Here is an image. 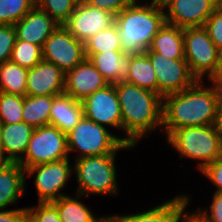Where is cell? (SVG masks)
<instances>
[{"label":"cell","mask_w":222,"mask_h":222,"mask_svg":"<svg viewBox=\"0 0 222 222\" xmlns=\"http://www.w3.org/2000/svg\"><path fill=\"white\" fill-rule=\"evenodd\" d=\"M201 82L163 97L162 127L166 136L182 127L215 124L222 83L212 82L211 87H206Z\"/></svg>","instance_id":"cell-1"},{"label":"cell","mask_w":222,"mask_h":222,"mask_svg":"<svg viewBox=\"0 0 222 222\" xmlns=\"http://www.w3.org/2000/svg\"><path fill=\"white\" fill-rule=\"evenodd\" d=\"M121 107L124 143L136 146L139 139L162 126L163 98L152 91L125 81L115 83Z\"/></svg>","instance_id":"cell-2"},{"label":"cell","mask_w":222,"mask_h":222,"mask_svg":"<svg viewBox=\"0 0 222 222\" xmlns=\"http://www.w3.org/2000/svg\"><path fill=\"white\" fill-rule=\"evenodd\" d=\"M135 0L115 16L124 53H144L166 23L160 0L139 4Z\"/></svg>","instance_id":"cell-3"},{"label":"cell","mask_w":222,"mask_h":222,"mask_svg":"<svg viewBox=\"0 0 222 222\" xmlns=\"http://www.w3.org/2000/svg\"><path fill=\"white\" fill-rule=\"evenodd\" d=\"M166 139L181 158L200 160L201 172L222 156V138L215 125L182 127L172 131Z\"/></svg>","instance_id":"cell-4"},{"label":"cell","mask_w":222,"mask_h":222,"mask_svg":"<svg viewBox=\"0 0 222 222\" xmlns=\"http://www.w3.org/2000/svg\"><path fill=\"white\" fill-rule=\"evenodd\" d=\"M69 153L78 150L76 158L101 156L117 153L119 150L130 149L133 146L124 143V138L117 137L84 115L78 124L67 134Z\"/></svg>","instance_id":"cell-5"},{"label":"cell","mask_w":222,"mask_h":222,"mask_svg":"<svg viewBox=\"0 0 222 222\" xmlns=\"http://www.w3.org/2000/svg\"><path fill=\"white\" fill-rule=\"evenodd\" d=\"M115 155L76 158L73 166L79 185L76 195L118 194Z\"/></svg>","instance_id":"cell-6"},{"label":"cell","mask_w":222,"mask_h":222,"mask_svg":"<svg viewBox=\"0 0 222 222\" xmlns=\"http://www.w3.org/2000/svg\"><path fill=\"white\" fill-rule=\"evenodd\" d=\"M184 57L197 81L207 75L209 82H216L218 48L211 41L206 29L189 27L183 29Z\"/></svg>","instance_id":"cell-7"},{"label":"cell","mask_w":222,"mask_h":222,"mask_svg":"<svg viewBox=\"0 0 222 222\" xmlns=\"http://www.w3.org/2000/svg\"><path fill=\"white\" fill-rule=\"evenodd\" d=\"M66 133L56 126L37 127L30 138L24 156L18 163L26 170L35 165L69 158Z\"/></svg>","instance_id":"cell-8"},{"label":"cell","mask_w":222,"mask_h":222,"mask_svg":"<svg viewBox=\"0 0 222 222\" xmlns=\"http://www.w3.org/2000/svg\"><path fill=\"white\" fill-rule=\"evenodd\" d=\"M145 53L154 68L158 82V94L162 98L188 89L197 82L185 59H170L149 49Z\"/></svg>","instance_id":"cell-9"},{"label":"cell","mask_w":222,"mask_h":222,"mask_svg":"<svg viewBox=\"0 0 222 222\" xmlns=\"http://www.w3.org/2000/svg\"><path fill=\"white\" fill-rule=\"evenodd\" d=\"M42 57L66 73L86 58L84 43L59 25L44 42Z\"/></svg>","instance_id":"cell-10"},{"label":"cell","mask_w":222,"mask_h":222,"mask_svg":"<svg viewBox=\"0 0 222 222\" xmlns=\"http://www.w3.org/2000/svg\"><path fill=\"white\" fill-rule=\"evenodd\" d=\"M69 158L50 163L35 165L25 170L28 176L35 175L34 183L38 193V203L54 202L65 194L61 189L67 184L73 165L69 163Z\"/></svg>","instance_id":"cell-11"},{"label":"cell","mask_w":222,"mask_h":222,"mask_svg":"<svg viewBox=\"0 0 222 222\" xmlns=\"http://www.w3.org/2000/svg\"><path fill=\"white\" fill-rule=\"evenodd\" d=\"M167 24L180 28L204 26L217 8L215 0H160ZM168 9V13L165 11Z\"/></svg>","instance_id":"cell-12"},{"label":"cell","mask_w":222,"mask_h":222,"mask_svg":"<svg viewBox=\"0 0 222 222\" xmlns=\"http://www.w3.org/2000/svg\"><path fill=\"white\" fill-rule=\"evenodd\" d=\"M83 114L99 125L122 129L121 107L115 85L108 84L83 101Z\"/></svg>","instance_id":"cell-13"},{"label":"cell","mask_w":222,"mask_h":222,"mask_svg":"<svg viewBox=\"0 0 222 222\" xmlns=\"http://www.w3.org/2000/svg\"><path fill=\"white\" fill-rule=\"evenodd\" d=\"M115 22V15L86 2H79L63 26L76 39L85 43L99 31Z\"/></svg>","instance_id":"cell-14"},{"label":"cell","mask_w":222,"mask_h":222,"mask_svg":"<svg viewBox=\"0 0 222 222\" xmlns=\"http://www.w3.org/2000/svg\"><path fill=\"white\" fill-rule=\"evenodd\" d=\"M65 73L46 60H41L33 68L28 69L26 79V95L58 96L64 93Z\"/></svg>","instance_id":"cell-15"},{"label":"cell","mask_w":222,"mask_h":222,"mask_svg":"<svg viewBox=\"0 0 222 222\" xmlns=\"http://www.w3.org/2000/svg\"><path fill=\"white\" fill-rule=\"evenodd\" d=\"M108 82L95 66L85 58L74 69L65 73L64 94L83 101L95 91L104 88Z\"/></svg>","instance_id":"cell-16"},{"label":"cell","mask_w":222,"mask_h":222,"mask_svg":"<svg viewBox=\"0 0 222 222\" xmlns=\"http://www.w3.org/2000/svg\"><path fill=\"white\" fill-rule=\"evenodd\" d=\"M13 26L18 40L43 47L46 39L53 33L59 24L35 5Z\"/></svg>","instance_id":"cell-17"},{"label":"cell","mask_w":222,"mask_h":222,"mask_svg":"<svg viewBox=\"0 0 222 222\" xmlns=\"http://www.w3.org/2000/svg\"><path fill=\"white\" fill-rule=\"evenodd\" d=\"M85 57L101 73L108 84L124 81L130 70V54L122 50H111L96 54H85Z\"/></svg>","instance_id":"cell-18"},{"label":"cell","mask_w":222,"mask_h":222,"mask_svg":"<svg viewBox=\"0 0 222 222\" xmlns=\"http://www.w3.org/2000/svg\"><path fill=\"white\" fill-rule=\"evenodd\" d=\"M34 129V127L23 121L20 123L3 124L1 155L8 162H18L25 154Z\"/></svg>","instance_id":"cell-19"},{"label":"cell","mask_w":222,"mask_h":222,"mask_svg":"<svg viewBox=\"0 0 222 222\" xmlns=\"http://www.w3.org/2000/svg\"><path fill=\"white\" fill-rule=\"evenodd\" d=\"M83 115L82 101L63 93L56 96L52 102L50 125L67 134L78 124Z\"/></svg>","instance_id":"cell-20"},{"label":"cell","mask_w":222,"mask_h":222,"mask_svg":"<svg viewBox=\"0 0 222 222\" xmlns=\"http://www.w3.org/2000/svg\"><path fill=\"white\" fill-rule=\"evenodd\" d=\"M25 177V170L18 162H8L0 170V210L25 194Z\"/></svg>","instance_id":"cell-21"},{"label":"cell","mask_w":222,"mask_h":222,"mask_svg":"<svg viewBox=\"0 0 222 222\" xmlns=\"http://www.w3.org/2000/svg\"><path fill=\"white\" fill-rule=\"evenodd\" d=\"M109 218L111 222H180V195L142 213Z\"/></svg>","instance_id":"cell-22"},{"label":"cell","mask_w":222,"mask_h":222,"mask_svg":"<svg viewBox=\"0 0 222 222\" xmlns=\"http://www.w3.org/2000/svg\"><path fill=\"white\" fill-rule=\"evenodd\" d=\"M148 49L170 59H185L183 28L165 23Z\"/></svg>","instance_id":"cell-23"},{"label":"cell","mask_w":222,"mask_h":222,"mask_svg":"<svg viewBox=\"0 0 222 222\" xmlns=\"http://www.w3.org/2000/svg\"><path fill=\"white\" fill-rule=\"evenodd\" d=\"M124 81L158 94L154 68L145 52L130 54V70Z\"/></svg>","instance_id":"cell-24"},{"label":"cell","mask_w":222,"mask_h":222,"mask_svg":"<svg viewBox=\"0 0 222 222\" xmlns=\"http://www.w3.org/2000/svg\"><path fill=\"white\" fill-rule=\"evenodd\" d=\"M77 196L74 199L66 195L51 202L56 207L61 222H108L110 220L109 216L96 218L86 205L77 200L81 196Z\"/></svg>","instance_id":"cell-25"},{"label":"cell","mask_w":222,"mask_h":222,"mask_svg":"<svg viewBox=\"0 0 222 222\" xmlns=\"http://www.w3.org/2000/svg\"><path fill=\"white\" fill-rule=\"evenodd\" d=\"M56 96H24L23 122L34 128L50 125L51 105Z\"/></svg>","instance_id":"cell-26"},{"label":"cell","mask_w":222,"mask_h":222,"mask_svg":"<svg viewBox=\"0 0 222 222\" xmlns=\"http://www.w3.org/2000/svg\"><path fill=\"white\" fill-rule=\"evenodd\" d=\"M28 69L6 61L0 64V92L26 96Z\"/></svg>","instance_id":"cell-27"},{"label":"cell","mask_w":222,"mask_h":222,"mask_svg":"<svg viewBox=\"0 0 222 222\" xmlns=\"http://www.w3.org/2000/svg\"><path fill=\"white\" fill-rule=\"evenodd\" d=\"M85 54L111 52L122 50L117 25L113 23L108 28L99 31L84 43Z\"/></svg>","instance_id":"cell-28"},{"label":"cell","mask_w":222,"mask_h":222,"mask_svg":"<svg viewBox=\"0 0 222 222\" xmlns=\"http://www.w3.org/2000/svg\"><path fill=\"white\" fill-rule=\"evenodd\" d=\"M42 59L41 46L16 39L10 57L11 62L18 64L25 69H31Z\"/></svg>","instance_id":"cell-29"},{"label":"cell","mask_w":222,"mask_h":222,"mask_svg":"<svg viewBox=\"0 0 222 222\" xmlns=\"http://www.w3.org/2000/svg\"><path fill=\"white\" fill-rule=\"evenodd\" d=\"M35 5L36 0H0V24H16Z\"/></svg>","instance_id":"cell-30"},{"label":"cell","mask_w":222,"mask_h":222,"mask_svg":"<svg viewBox=\"0 0 222 222\" xmlns=\"http://www.w3.org/2000/svg\"><path fill=\"white\" fill-rule=\"evenodd\" d=\"M24 96L0 92V121L2 124L20 123L23 121Z\"/></svg>","instance_id":"cell-31"},{"label":"cell","mask_w":222,"mask_h":222,"mask_svg":"<svg viewBox=\"0 0 222 222\" xmlns=\"http://www.w3.org/2000/svg\"><path fill=\"white\" fill-rule=\"evenodd\" d=\"M77 3L76 0H36V6L59 25H63L69 19Z\"/></svg>","instance_id":"cell-32"},{"label":"cell","mask_w":222,"mask_h":222,"mask_svg":"<svg viewBox=\"0 0 222 222\" xmlns=\"http://www.w3.org/2000/svg\"><path fill=\"white\" fill-rule=\"evenodd\" d=\"M27 219L31 222H61L56 207L51 203H38L37 206L26 207Z\"/></svg>","instance_id":"cell-33"},{"label":"cell","mask_w":222,"mask_h":222,"mask_svg":"<svg viewBox=\"0 0 222 222\" xmlns=\"http://www.w3.org/2000/svg\"><path fill=\"white\" fill-rule=\"evenodd\" d=\"M16 39V31L13 25L0 24V64L10 61Z\"/></svg>","instance_id":"cell-34"},{"label":"cell","mask_w":222,"mask_h":222,"mask_svg":"<svg viewBox=\"0 0 222 222\" xmlns=\"http://www.w3.org/2000/svg\"><path fill=\"white\" fill-rule=\"evenodd\" d=\"M214 45L222 47V8L217 7L203 26Z\"/></svg>","instance_id":"cell-35"},{"label":"cell","mask_w":222,"mask_h":222,"mask_svg":"<svg viewBox=\"0 0 222 222\" xmlns=\"http://www.w3.org/2000/svg\"><path fill=\"white\" fill-rule=\"evenodd\" d=\"M135 0H86L89 5L105 10L115 16Z\"/></svg>","instance_id":"cell-36"},{"label":"cell","mask_w":222,"mask_h":222,"mask_svg":"<svg viewBox=\"0 0 222 222\" xmlns=\"http://www.w3.org/2000/svg\"><path fill=\"white\" fill-rule=\"evenodd\" d=\"M202 173L217 187L215 192L222 193V156L209 164Z\"/></svg>","instance_id":"cell-37"},{"label":"cell","mask_w":222,"mask_h":222,"mask_svg":"<svg viewBox=\"0 0 222 222\" xmlns=\"http://www.w3.org/2000/svg\"><path fill=\"white\" fill-rule=\"evenodd\" d=\"M189 201V196L180 195V222H211L200 210L192 214L184 213Z\"/></svg>","instance_id":"cell-38"},{"label":"cell","mask_w":222,"mask_h":222,"mask_svg":"<svg viewBox=\"0 0 222 222\" xmlns=\"http://www.w3.org/2000/svg\"><path fill=\"white\" fill-rule=\"evenodd\" d=\"M199 209L211 222H222V193L214 192L210 213L208 209Z\"/></svg>","instance_id":"cell-39"},{"label":"cell","mask_w":222,"mask_h":222,"mask_svg":"<svg viewBox=\"0 0 222 222\" xmlns=\"http://www.w3.org/2000/svg\"><path fill=\"white\" fill-rule=\"evenodd\" d=\"M27 218V209L17 208L0 210V222H24Z\"/></svg>","instance_id":"cell-40"},{"label":"cell","mask_w":222,"mask_h":222,"mask_svg":"<svg viewBox=\"0 0 222 222\" xmlns=\"http://www.w3.org/2000/svg\"><path fill=\"white\" fill-rule=\"evenodd\" d=\"M215 128L220 134L222 138V95L219 99L218 105H217V113H216V120H215Z\"/></svg>","instance_id":"cell-41"},{"label":"cell","mask_w":222,"mask_h":222,"mask_svg":"<svg viewBox=\"0 0 222 222\" xmlns=\"http://www.w3.org/2000/svg\"><path fill=\"white\" fill-rule=\"evenodd\" d=\"M216 82L222 83V47L217 50Z\"/></svg>","instance_id":"cell-42"},{"label":"cell","mask_w":222,"mask_h":222,"mask_svg":"<svg viewBox=\"0 0 222 222\" xmlns=\"http://www.w3.org/2000/svg\"><path fill=\"white\" fill-rule=\"evenodd\" d=\"M8 163L6 158H4L2 155H0V170L5 167V165Z\"/></svg>","instance_id":"cell-43"},{"label":"cell","mask_w":222,"mask_h":222,"mask_svg":"<svg viewBox=\"0 0 222 222\" xmlns=\"http://www.w3.org/2000/svg\"><path fill=\"white\" fill-rule=\"evenodd\" d=\"M2 126H3V124L0 121V155H1Z\"/></svg>","instance_id":"cell-44"},{"label":"cell","mask_w":222,"mask_h":222,"mask_svg":"<svg viewBox=\"0 0 222 222\" xmlns=\"http://www.w3.org/2000/svg\"><path fill=\"white\" fill-rule=\"evenodd\" d=\"M217 7L222 8V0H215Z\"/></svg>","instance_id":"cell-45"},{"label":"cell","mask_w":222,"mask_h":222,"mask_svg":"<svg viewBox=\"0 0 222 222\" xmlns=\"http://www.w3.org/2000/svg\"><path fill=\"white\" fill-rule=\"evenodd\" d=\"M76 1L79 3V2H85L86 0H76Z\"/></svg>","instance_id":"cell-46"},{"label":"cell","mask_w":222,"mask_h":222,"mask_svg":"<svg viewBox=\"0 0 222 222\" xmlns=\"http://www.w3.org/2000/svg\"><path fill=\"white\" fill-rule=\"evenodd\" d=\"M24 222H31L29 219L26 218V220Z\"/></svg>","instance_id":"cell-47"}]
</instances>
